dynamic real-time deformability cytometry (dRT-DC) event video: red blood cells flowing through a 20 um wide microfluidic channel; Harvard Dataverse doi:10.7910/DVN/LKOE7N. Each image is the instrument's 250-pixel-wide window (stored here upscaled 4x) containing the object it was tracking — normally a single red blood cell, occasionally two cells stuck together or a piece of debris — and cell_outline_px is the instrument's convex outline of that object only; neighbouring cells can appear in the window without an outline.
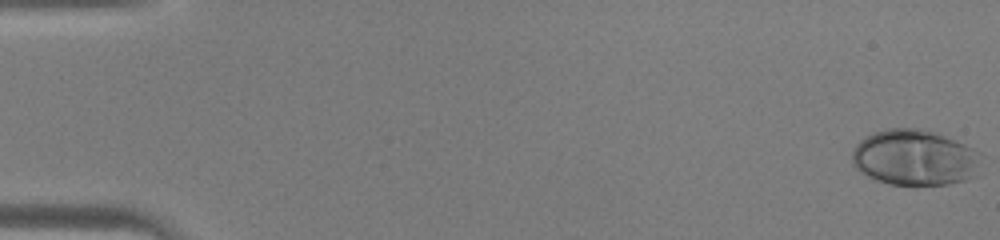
{"species": "human", "species_latin": "Homo sapiens", "temperature_condition": "warm", "stored_images_in_passage": 46, "camera_frame_rate_fps": 3000, "um_per_image_px": 0.085, "donor": {"sex": "male"}, "frame": {"image": 1, "passage_image": 1, "time_ms": 0.0, "image_size_px": [1000, 240], "cell_outline_px": [[980, 152], [976, 176], [964, 180], [948, 184], [916, 188], [888, 184], [876, 180], [860, 172], [852, 164], [852, 152], [856, 144], [864, 136], [872, 132], [888, 128], [916, 128], [936, 132], [964, 144]], "centroid_in_image_um": [77.71, 13.43], "position_along_channel_um": 7.3, "area_um2": 42.83}}
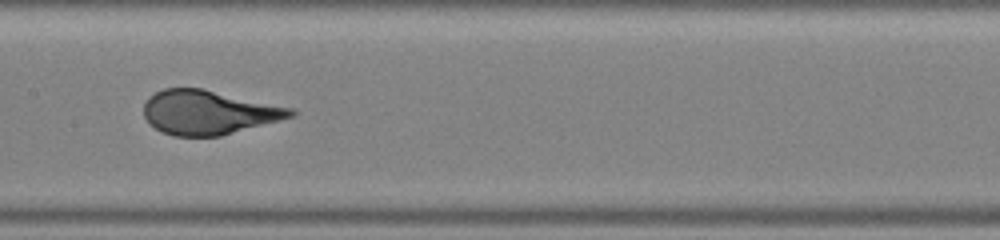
{"frame": {"image": 2, "passage_image": 24, "time_ms": 7.667, "image_size_px": [1000, 240], "cell_outline_px": [[296, 116], [220, 136], [172, 136], [156, 128], [144, 116], [144, 104], [148, 96], [164, 88], [200, 88], [292, 108], [296, 112]], "centroid_in_image_um": [17.72, 9.55], "position_along_channel_um": 189.7, "area_um2": 37.45}}
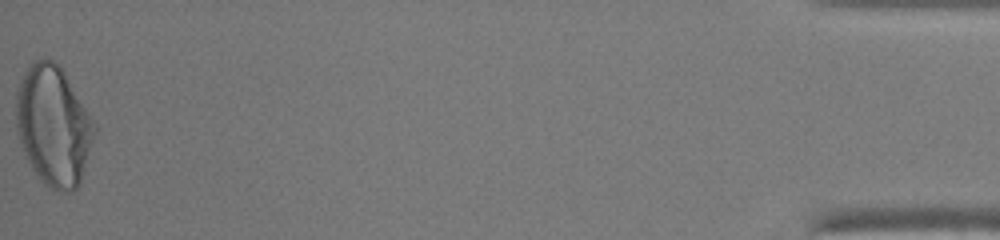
{"frame": {"image": 3, "passage_image": 46, "time_ms": 15.0, "image_size_px": [1000, 240], "cell_outline_px": [[100, 128], [80, 184], [72, 192], [60, 192], [48, 188], [44, 184], [32, 168], [20, 144], [16, 128], [16, 92], [20, 80], [28, 64], [44, 56], [48, 56], [60, 64]], "centroid_in_image_um": [4.6, 10.66], "position_along_channel_um": 430.6, "area_um2": 56.47}}